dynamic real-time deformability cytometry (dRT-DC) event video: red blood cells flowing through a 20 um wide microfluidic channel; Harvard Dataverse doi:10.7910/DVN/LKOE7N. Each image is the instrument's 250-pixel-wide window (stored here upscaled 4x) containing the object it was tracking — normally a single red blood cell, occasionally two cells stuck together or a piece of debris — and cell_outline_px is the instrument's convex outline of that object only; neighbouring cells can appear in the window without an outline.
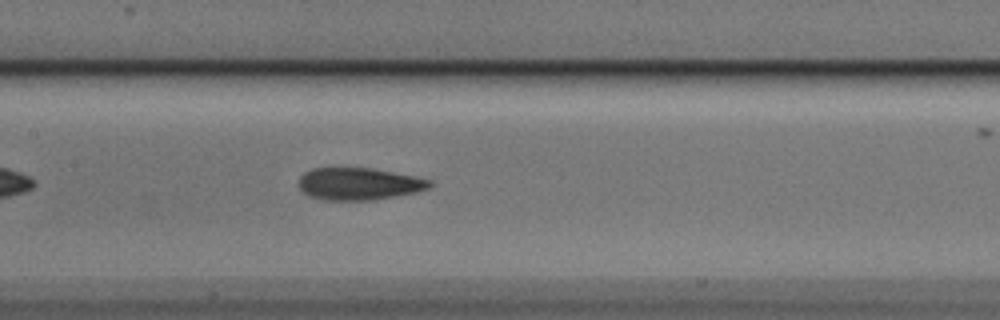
{"species": "Egyptian fruit bat (a non-hibernating species)", "species_latin": "Rousettus aegyptiacus", "temperature_condition": "cold", "stored_images_in_passage": 28, "camera_frame_rate_fps": 3000, "um_per_image_px": 0.085, "animal": {"sex": "male"}, "frame": {"image": 1, "passage_image": 13, "time_ms": 4.0, "image_size_px": [1000, 320], "cell_outline_px": [[432, 184], [428, 188], [416, 192], [372, 200], [320, 200], [308, 196], [300, 188], [300, 176], [304, 172], [312, 168], [372, 168], [432, 180]], "centroid_in_image_um": [30.47, 15.63], "position_along_channel_um": 176.9, "area_um2": 24.45}, "authors_computed_cell_mechanics": {"area_um2": 24.5939, "velocity_mm_per_s": 3.7713, "shape_relaxation_time_tau1_ms": 9.1828, "shape_relaxation_time_tau2_ms": null, "deformation_change_tau1": 0.4086, "deformation_change_tau2": null}}